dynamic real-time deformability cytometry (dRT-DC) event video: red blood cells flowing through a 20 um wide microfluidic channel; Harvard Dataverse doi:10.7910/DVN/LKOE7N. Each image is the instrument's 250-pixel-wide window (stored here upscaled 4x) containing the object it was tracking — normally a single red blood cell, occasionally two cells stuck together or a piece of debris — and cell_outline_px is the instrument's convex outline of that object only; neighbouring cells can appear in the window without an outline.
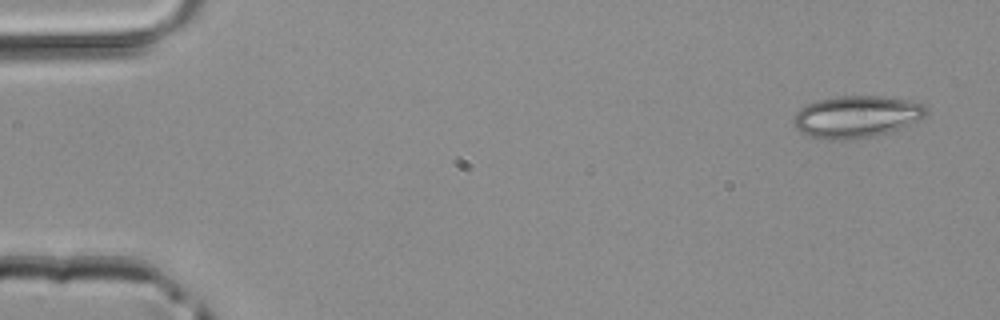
{"species": "common noctule bat (a hibernating species)", "species_latin": "Nyctalus noctula", "temperature_condition": "room temperature", "stored_images_in_passage": 4, "camera_frame_rate_fps": 3000, "um_per_image_px": 0.085, "animal": {"sex": "male", "body_mass_g": 20.4}, "frame": {"image": 1, "passage_image": 1, "time_ms": 0.0, "image_size_px": [1000, 320], "cell_outline_px": [[928, 112], [924, 116], [900, 128], [876, 136], [856, 140], [828, 140], [808, 136], [800, 132], [792, 124], [792, 116], [800, 108], [808, 104], [820, 100], [836, 96], [884, 96], [912, 100], [924, 104], [928, 108]], "centroid_in_image_um": [72.78, 9.93], "position_along_channel_um": 12.2, "area_um2": 32.89}}
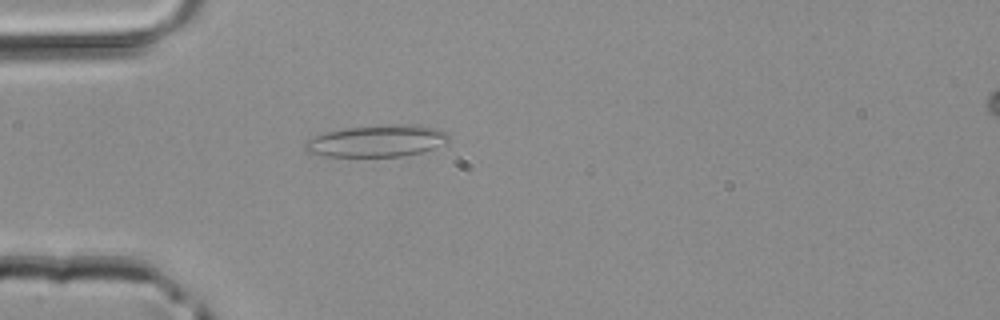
{"frame": {"image": 2, "passage_image": 4, "time_ms": 1.0, "image_size_px": [1000, 320], "cell_outline_px": [[448, 144], [420, 152], [404, 156], [320, 156], [308, 152], [304, 148], [304, 144], [308, 140], [324, 132], [344, 128], [392, 124], [416, 124], [436, 128], [448, 132]], "centroid_in_image_um": [32.07, 11.97], "position_along_channel_um": 52.9, "area_um2": 26.82}}